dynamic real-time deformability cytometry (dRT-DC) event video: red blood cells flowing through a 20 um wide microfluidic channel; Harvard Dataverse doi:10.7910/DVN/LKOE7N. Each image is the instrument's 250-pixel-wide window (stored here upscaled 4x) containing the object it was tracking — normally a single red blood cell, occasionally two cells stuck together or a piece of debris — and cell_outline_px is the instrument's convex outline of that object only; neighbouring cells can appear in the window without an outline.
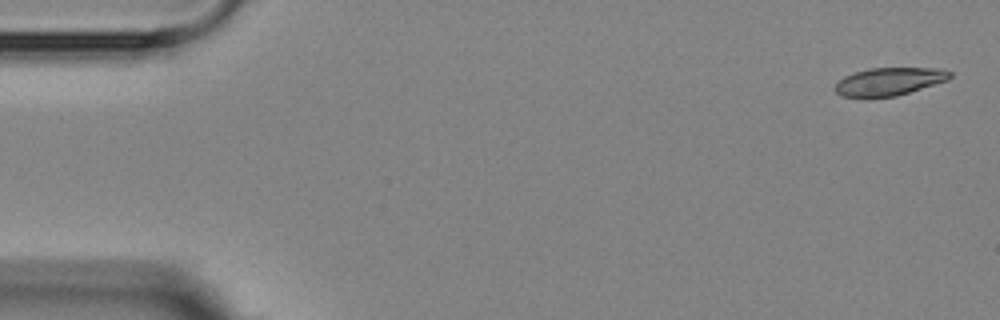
{"species": "Egyptian fruit bat (a non-hibernating species)", "species_latin": "Rousettus aegyptiacus", "temperature_condition": "room temperature", "stored_images_in_passage": 5, "camera_frame_rate_fps": 3000, "um_per_image_px": 0.085, "animal": {"sex": "female"}, "frame": {"image": 1, "passage_image": 1, "time_ms": 0.0, "image_size_px": [1000, 320], "cell_outline_px": [[952, 76], [948, 80], [896, 96], [840, 96], [832, 88], [844, 76], [868, 68], [940, 68], [952, 72]], "centroid_in_image_um": [75.6, 6.91], "position_along_channel_um": 9.4, "area_um2": 18.44}}
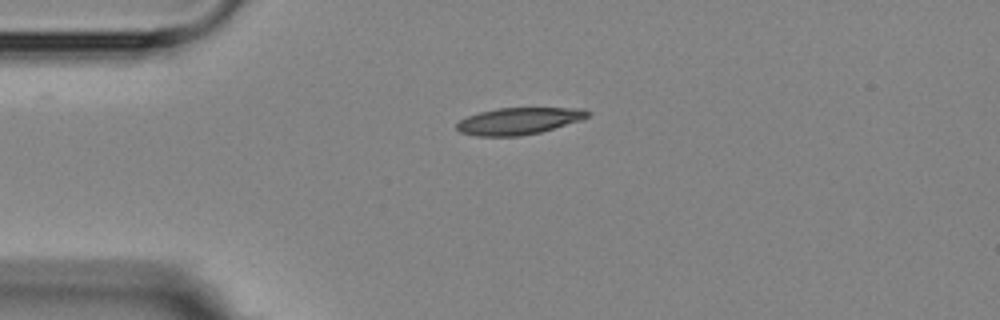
{"frame": {"image": 2, "passage_image": 4, "time_ms": 3.667, "image_size_px": [1000, 320], "cell_outline_px": [[592, 112], [588, 116], [580, 120], [540, 132], [520, 136], [476, 136], [460, 132], [456, 128], [456, 124], [460, 120], [468, 116], [480, 112], [496, 108], [584, 108]], "centroid_in_image_um": [44.09, 10.28], "position_along_channel_um": 40.9, "area_um2": 20.4}}